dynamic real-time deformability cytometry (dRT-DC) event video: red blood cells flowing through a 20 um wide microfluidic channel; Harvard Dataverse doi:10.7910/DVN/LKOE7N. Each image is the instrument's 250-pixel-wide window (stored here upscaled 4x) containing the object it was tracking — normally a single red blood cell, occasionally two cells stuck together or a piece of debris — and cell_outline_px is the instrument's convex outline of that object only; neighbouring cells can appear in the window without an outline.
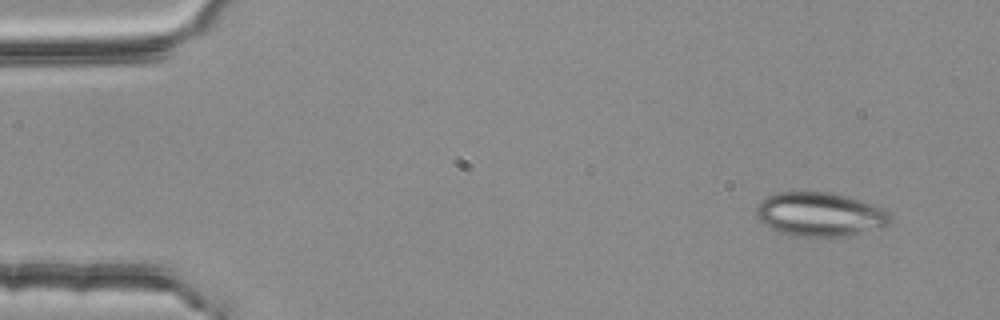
{"species": "common noctule bat (a hibernating species)", "species_latin": "Nyctalus noctula", "temperature_condition": "room temperature", "stored_images_in_passage": 3, "camera_frame_rate_fps": 3000, "um_per_image_px": 0.085, "animal": {"sex": "female", "body_mass_g": 25.1}, "frame": {"image": 1, "passage_image": 1, "time_ms": 0.0, "image_size_px": [1000, 320], "cell_outline_px": [[892, 220], [884, 228], [840, 236], [800, 236], [780, 232], [764, 224], [756, 216], [756, 208], [760, 200], [768, 196], [780, 192], [828, 192], [844, 196], [884, 208], [888, 212]], "centroid_in_image_um": [69.69, 18.22], "position_along_channel_um": 15.3, "area_um2": 33.93}}